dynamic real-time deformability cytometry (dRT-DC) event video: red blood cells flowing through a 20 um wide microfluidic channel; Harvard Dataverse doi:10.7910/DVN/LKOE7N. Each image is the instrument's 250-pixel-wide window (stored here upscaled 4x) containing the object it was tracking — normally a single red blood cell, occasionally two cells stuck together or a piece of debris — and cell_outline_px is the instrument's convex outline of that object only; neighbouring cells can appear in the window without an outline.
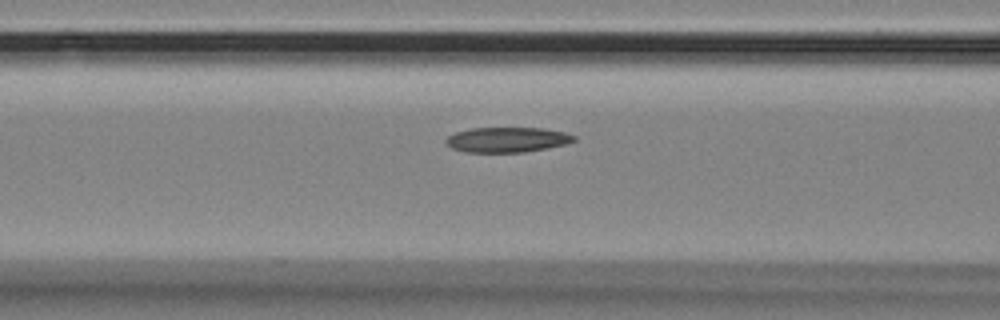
{"species": "Egyptian fruit bat (a non-hibernating species)", "species_latin": "Rousettus aegyptiacus", "temperature_condition": "room temperature", "stored_images_in_passage": 35, "camera_frame_rate_fps": 3000, "um_per_image_px": 0.085, "animal": {"sex": "female"}, "frame": {"image": 1, "passage_image": 9, "time_ms": 2.667, "image_size_px": [1000, 320], "cell_outline_px": [[576, 140], [564, 144], [524, 152], [464, 152], [452, 148], [444, 140], [448, 136], [456, 132], [472, 128], [544, 128], [564, 132], [576, 136]], "centroid_in_image_um": [43.09, 11.87], "position_along_channel_um": 123.5, "area_um2": 18.55}}
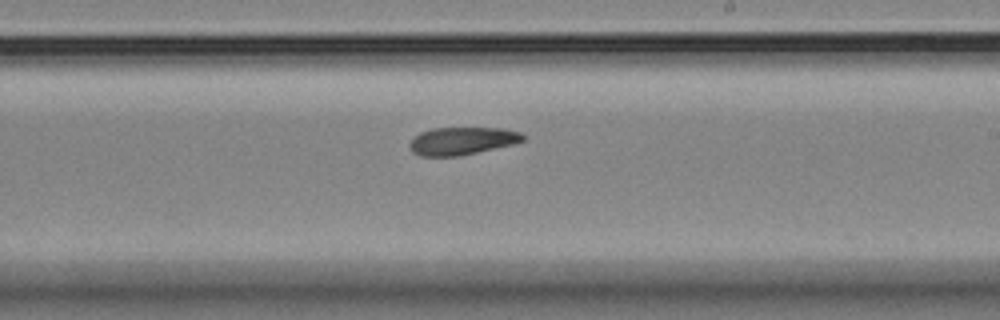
{"frame": {"image": 2, "passage_image": 20, "time_ms": 6.333, "image_size_px": [1000, 320], "cell_outline_px": [[528, 136], [524, 140], [512, 144], [476, 152], [456, 156], [420, 156], [412, 152], [408, 144], [420, 132], [432, 128], [500, 128], [520, 132]], "centroid_in_image_um": [39.27, 11.97], "position_along_channel_um": 249.7, "area_um2": 18.15}}
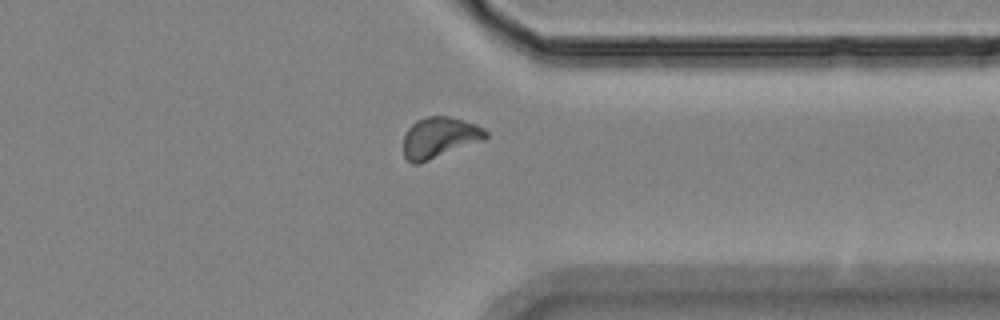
{"frame": {"image": 3, "passage_image": 31, "time_ms": 10.0, "image_size_px": [1000, 320], "cell_outline_px": [[488, 136], [484, 140], [420, 164], [412, 164], [404, 156], [404, 136], [408, 128], [416, 120], [428, 116], [448, 116], [464, 120], [476, 124], [484, 128], [488, 132]], "centroid_in_image_um": [37.37, 11.69], "position_along_channel_um": 374.0, "area_um2": 19.77}, "authors_computed_cell_mechanics": {"area_um2": 18.8428, "velocity_mm_per_s": 3.4492, "shape_relaxation_time_tau1_ms": null, "shape_relaxation_time_tau2_ms": 2.5515, "deformation_change_tau1": null, "deformation_change_tau2": 0.0796}}